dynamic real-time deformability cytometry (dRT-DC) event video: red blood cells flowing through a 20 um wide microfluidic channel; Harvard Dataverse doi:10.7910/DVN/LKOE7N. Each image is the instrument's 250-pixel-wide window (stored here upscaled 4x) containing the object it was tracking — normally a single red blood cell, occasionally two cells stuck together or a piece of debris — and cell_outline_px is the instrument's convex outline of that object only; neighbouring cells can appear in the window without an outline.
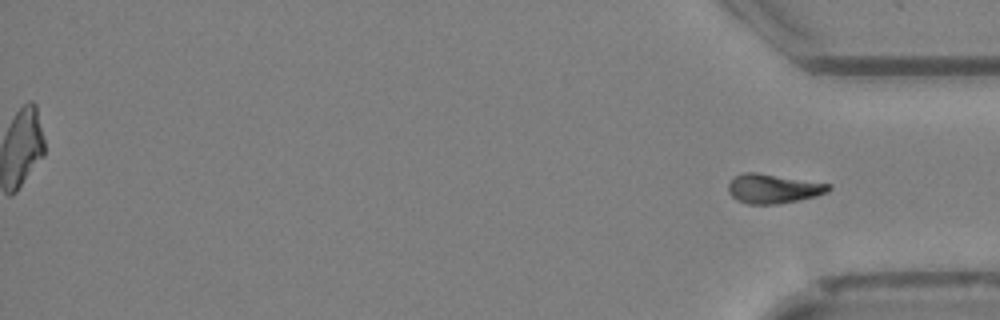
{"species": "Egyptian fruit bat (a non-hibernating species)", "species_latin": "Rousettus aegyptiacus", "temperature_condition": "cold", "stored_images_in_passage": 51, "segment_of_instrument_passage": [2, 2], "camera_frame_rate_fps": 3000, "um_per_image_px": 0.085, "animal": {"sex": "female"}, "frame": {"image": 1, "passage_image": 51, "time_ms": 16.667, "image_size_px": [1000, 320], "cell_outline_px": [[832, 188], [828, 192], [816, 196], [776, 204], [748, 204], [736, 200], [728, 192], [728, 184], [732, 176], [740, 172], [756, 172], [832, 184]], "centroid_in_image_um": [65.69, 16.02], "position_along_channel_um": 369.5, "area_um2": 17.34}}